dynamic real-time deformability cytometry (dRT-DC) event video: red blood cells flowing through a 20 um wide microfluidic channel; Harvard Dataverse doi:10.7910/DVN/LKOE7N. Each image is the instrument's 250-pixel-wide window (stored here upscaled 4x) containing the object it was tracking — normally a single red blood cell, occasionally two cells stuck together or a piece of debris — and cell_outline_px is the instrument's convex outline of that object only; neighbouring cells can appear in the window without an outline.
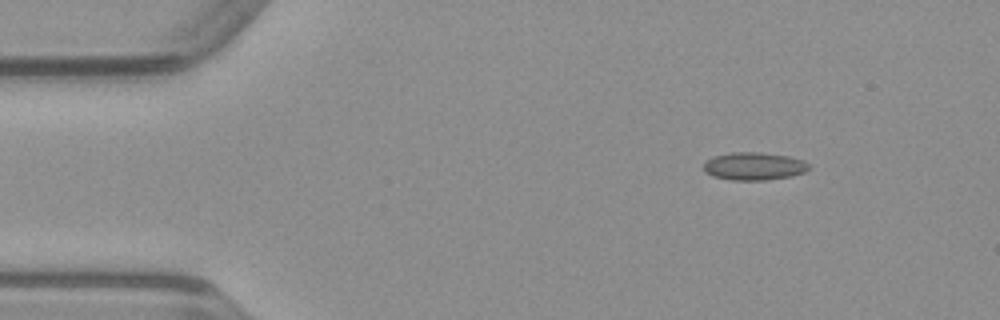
{"species": "common noctule bat (a hibernating species)", "species_latin": "Nyctalus noctula", "temperature_condition": "warm", "stored_images_in_passage": 44, "camera_frame_rate_fps": 3000, "um_per_image_px": 0.085, "animal": {"sex": "male", "body_mass_g": 23.1, "forearm_length_mm": 52.7}, "frame": {"image": 1, "passage_image": 1, "time_ms": 0.0, "image_size_px": [1000, 320], "cell_outline_px": [[808, 168], [804, 172], [792, 176], [764, 180], [732, 180], [712, 176], [704, 172], [704, 164], [712, 156], [732, 152], [760, 152], [788, 156], [804, 160], [808, 164]], "centroid_in_image_um": [64.07, 14.12], "position_along_channel_um": 20.9, "area_um2": 17.05}}
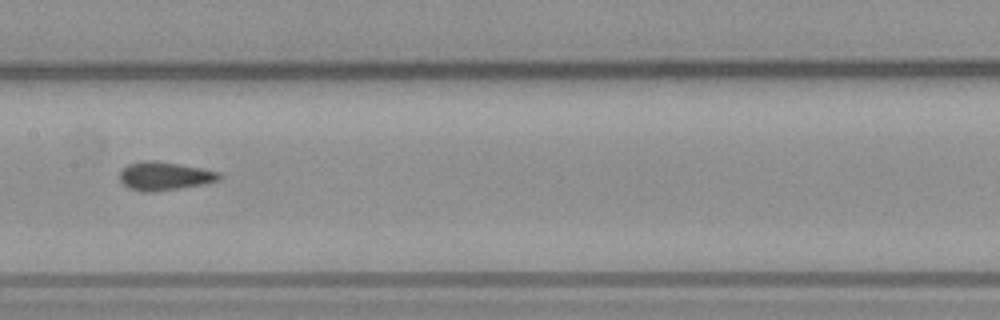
{"frame": {"image": 2, "passage_image": 19, "time_ms": 6.0, "image_size_px": [1000, 320], "cell_outline_px": [[224, 176], [220, 180], [204, 184], [156, 192], [144, 192], [128, 188], [120, 180], [120, 172], [128, 164], [144, 160], [156, 160], [200, 168], [220, 172]], "centroid_in_image_um": [14.01, 14.97], "position_along_channel_um": 193.4, "area_um2": 16.59}}
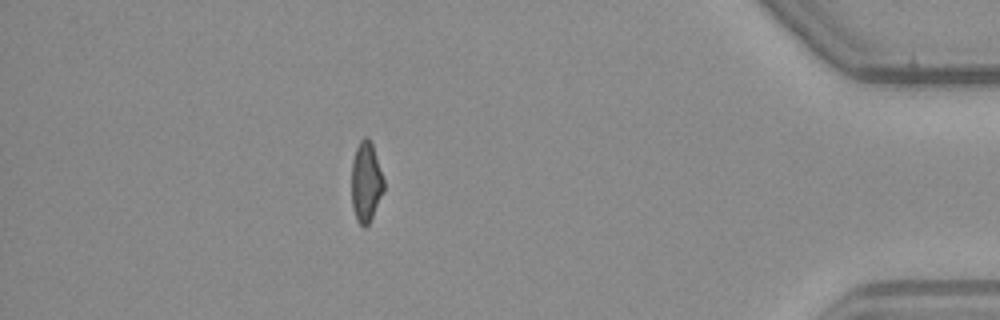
{"frame": {"image": 3, "passage_image": 38, "time_ms": 12.333, "image_size_px": [1000, 320], "cell_outline_px": [[384, 192], [368, 224], [364, 228], [356, 220], [352, 208], [352, 160], [356, 148], [360, 140], [364, 136], [368, 136], [372, 144], [384, 180]], "centroid_in_image_um": [31.1, 15.47], "position_along_channel_um": 404.1, "area_um2": 15.09}}